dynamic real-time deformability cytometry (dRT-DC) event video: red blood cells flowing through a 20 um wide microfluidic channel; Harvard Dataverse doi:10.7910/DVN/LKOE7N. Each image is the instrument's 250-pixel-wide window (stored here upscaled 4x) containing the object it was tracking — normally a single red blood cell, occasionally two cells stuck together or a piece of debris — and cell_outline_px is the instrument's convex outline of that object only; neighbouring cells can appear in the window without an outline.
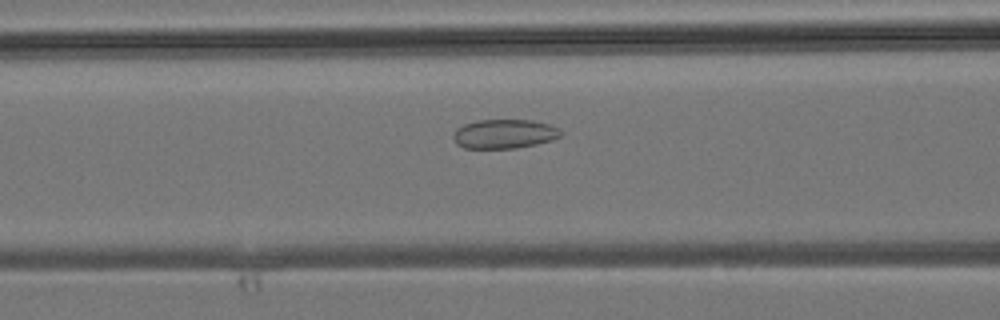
{"species": "common noctule bat (a hibernating species)", "species_latin": "Nyctalus noctula", "temperature_condition": "room temperature", "stored_images_in_passage": 27, "camera_frame_rate_fps": 3000, "um_per_image_px": 0.085, "animal": {"sex": "male", "body_mass_g": 19.2, "forearm_length_mm": 51.8}, "frame": {"image": 1, "passage_image": 5, "time_ms": 1.333, "image_size_px": [1000, 320], "cell_outline_px": [[564, 132], [560, 136], [552, 140], [536, 144], [516, 148], [464, 148], [456, 144], [452, 136], [456, 128], [464, 124], [476, 120], [532, 120], [548, 124], [560, 128]], "centroid_in_image_um": [42.86, 11.38], "position_along_channel_um": 123.7, "area_um2": 18.44}}
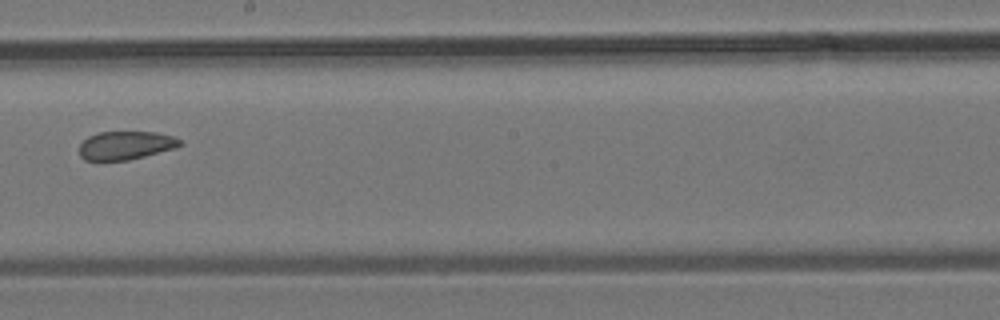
{"frame": {"image": 2, "passage_image": 12, "time_ms": 3.667, "image_size_px": [1000, 320], "cell_outline_px": [[184, 144], [176, 148], [128, 160], [84, 160], [80, 156], [80, 144], [88, 136], [100, 132], [156, 132], [172, 136], [180, 140]], "centroid_in_image_um": [10.69, 12.35], "position_along_channel_um": 237.5, "area_um2": 16.59}}
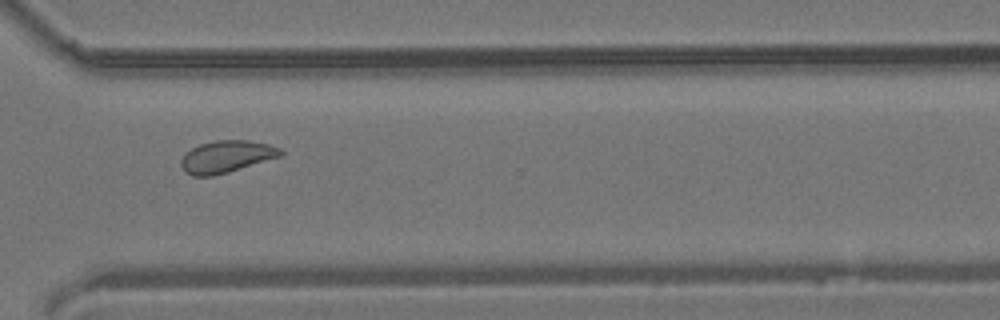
{"frame": {"image": 3, "passage_image": 19, "time_ms": 6.0, "image_size_px": [1000, 320], "cell_outline_px": [[284, 152], [280, 156], [228, 172], [212, 176], [192, 176], [184, 172], [180, 164], [180, 160], [184, 152], [200, 144], [216, 140], [248, 140], [268, 144], [280, 148]], "centroid_in_image_um": [19.19, 13.31], "position_along_channel_um": 351.4, "area_um2": 18.61}}